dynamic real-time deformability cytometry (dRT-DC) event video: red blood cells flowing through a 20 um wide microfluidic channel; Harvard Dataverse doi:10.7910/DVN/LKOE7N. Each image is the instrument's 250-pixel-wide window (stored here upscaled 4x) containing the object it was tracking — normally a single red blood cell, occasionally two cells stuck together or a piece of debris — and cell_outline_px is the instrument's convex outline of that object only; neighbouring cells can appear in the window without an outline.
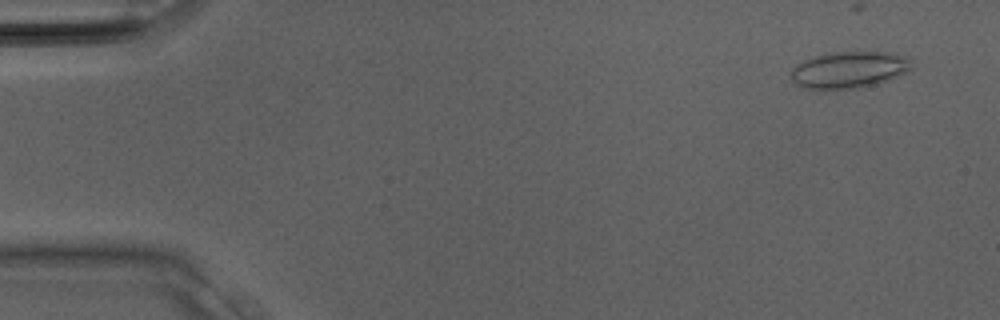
{"species": "Egyptian fruit bat (a non-hibernating species)", "species_latin": "Rousettus aegyptiacus", "temperature_condition": "room temperature", "stored_images_in_passage": 31, "camera_frame_rate_fps": 3000, "um_per_image_px": 0.085, "animal": {"sex": "male"}, "frame": {"image": 1, "passage_image": 2, "time_ms": 0.333, "image_size_px": [1000, 320], "cell_outline_px": [[912, 68], [908, 72], [888, 80], [876, 84], [856, 88], [800, 88], [792, 80], [792, 68], [796, 64], [804, 60], [816, 56], [836, 52], [884, 52], [908, 56]], "centroid_in_image_um": [72.19, 5.93], "position_along_channel_um": 12.8, "area_um2": 25.49}}
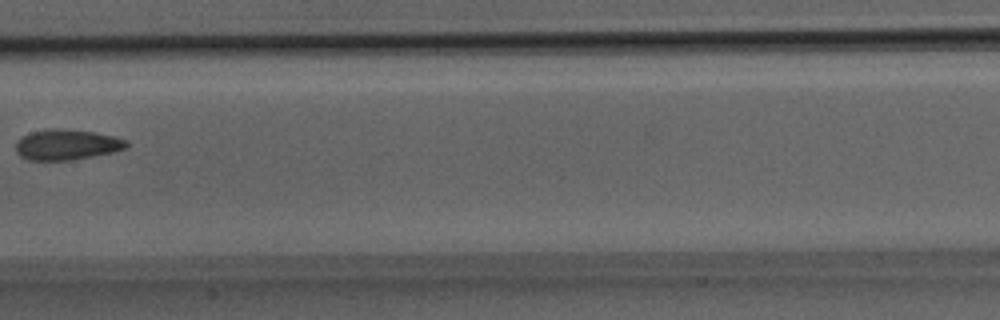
{"frame": {"image": 2, "passage_image": 16, "time_ms": 5.0, "image_size_px": [1000, 320], "cell_outline_px": [[128, 148], [112, 152], [92, 156], [68, 160], [28, 160], [20, 156], [16, 152], [16, 144], [24, 136], [32, 132], [92, 132], [112, 136], [128, 140]], "centroid_in_image_um": [5.72, 12.36], "position_along_channel_um": 201.7, "area_um2": 18.44}}
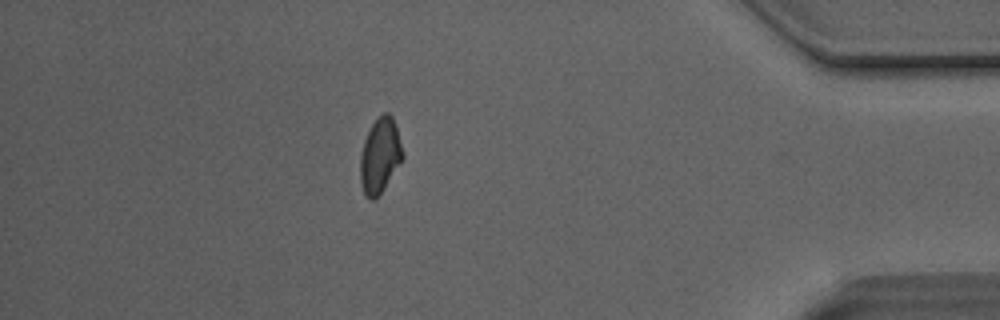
{"frame": {"image": 3, "passage_image": 27, "time_ms": 8.667, "image_size_px": [1000, 320], "cell_outline_px": [[404, 156], [376, 200], [368, 200], [364, 192], [360, 180], [360, 156], [364, 140], [372, 124], [384, 112], [388, 112], [392, 116], [396, 128]], "centroid_in_image_um": [32.28, 13.25], "position_along_channel_um": 402.9, "area_um2": 18.21}}